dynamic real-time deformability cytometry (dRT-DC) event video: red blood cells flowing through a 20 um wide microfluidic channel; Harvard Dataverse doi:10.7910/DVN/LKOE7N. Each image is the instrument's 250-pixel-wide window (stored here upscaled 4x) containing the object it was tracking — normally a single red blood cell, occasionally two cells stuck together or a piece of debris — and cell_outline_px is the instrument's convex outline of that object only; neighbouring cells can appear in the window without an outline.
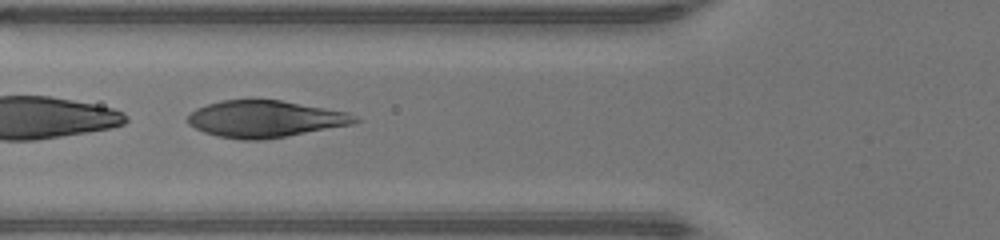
{"species": "human", "species_latin": "Homo sapiens", "temperature_condition": "warm", "stored_images_in_passage": 44, "camera_frame_rate_fps": 3000, "um_per_image_px": 0.085, "donor": {"sex": "male"}, "frame": {"image": 1, "passage_image": 16, "time_ms": 5.0, "image_size_px": [1000, 240], "cell_outline_px": [[360, 120], [352, 124], [284, 136], [260, 140], [240, 140], [220, 136], [204, 132], [188, 124], [188, 116], [196, 108], [220, 100], [280, 100], [348, 112], [356, 116]], "centroid_in_image_um": [22.52, 10.1], "position_along_channel_um": 103.3, "area_um2": 35.37}}
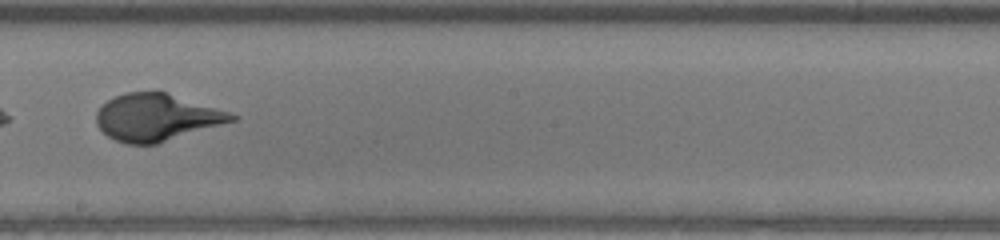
{"frame": {"image": 2, "passage_image": 25, "time_ms": 8.0, "image_size_px": [1000, 240], "cell_outline_px": [[240, 116], [236, 120], [156, 144], [128, 144], [116, 140], [108, 136], [96, 124], [96, 112], [108, 100], [124, 92], [156, 88]], "centroid_in_image_um": [13.29, 9.94], "position_along_channel_um": 234.9, "area_um2": 37.4}}
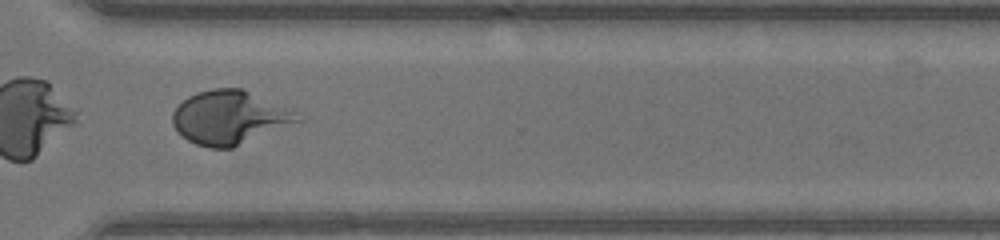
{"frame": {"image": 3, "passage_image": 33, "time_ms": 10.667, "image_size_px": [1000, 240], "cell_outline_px": [[304, 120], [232, 148], [208, 148], [196, 144], [188, 140], [172, 124], [172, 112], [188, 96], [212, 88], [244, 88], [292, 108]], "centroid_in_image_um": [19.58, 9.97], "position_along_channel_um": 351.0, "area_um2": 39.3}}